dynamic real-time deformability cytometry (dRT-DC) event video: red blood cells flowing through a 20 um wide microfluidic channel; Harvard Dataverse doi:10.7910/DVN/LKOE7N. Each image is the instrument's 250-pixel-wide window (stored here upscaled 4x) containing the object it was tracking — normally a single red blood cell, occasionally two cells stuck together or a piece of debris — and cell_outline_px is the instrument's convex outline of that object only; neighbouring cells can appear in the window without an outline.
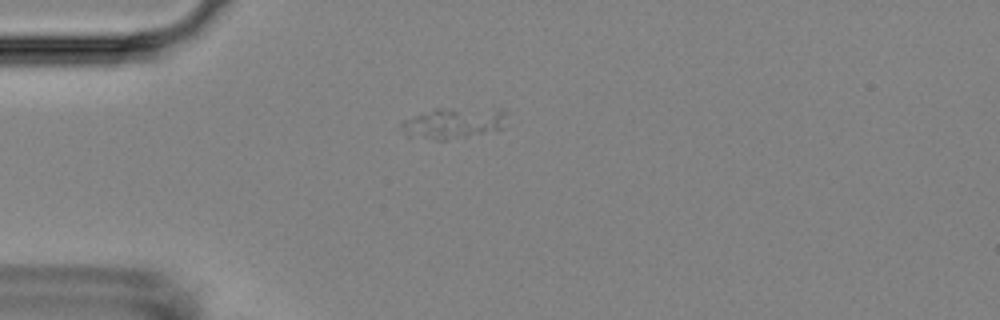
{"species": "Egyptian fruit bat (a non-hibernating species)", "species_latin": "Rousettus aegyptiacus", "temperature_condition": "room temperature", "stored_images_in_passage": 2, "camera_frame_rate_fps": 3000, "um_per_image_px": 0.085, "animal": {"sex": "female"}, "frame": {"image": 1, "passage_image": 2, "time_ms": 1.667, "image_size_px": [1000, 320], "cell_outline_px": [[456, 136], [448, 140], [436, 140], [408, 136], [400, 124], [400, 120], [432, 108], [440, 108], [456, 112]], "centroid_in_image_um": [36.67, 10.59], "position_along_channel_um": 48.3, "area_um2": 10.23}}